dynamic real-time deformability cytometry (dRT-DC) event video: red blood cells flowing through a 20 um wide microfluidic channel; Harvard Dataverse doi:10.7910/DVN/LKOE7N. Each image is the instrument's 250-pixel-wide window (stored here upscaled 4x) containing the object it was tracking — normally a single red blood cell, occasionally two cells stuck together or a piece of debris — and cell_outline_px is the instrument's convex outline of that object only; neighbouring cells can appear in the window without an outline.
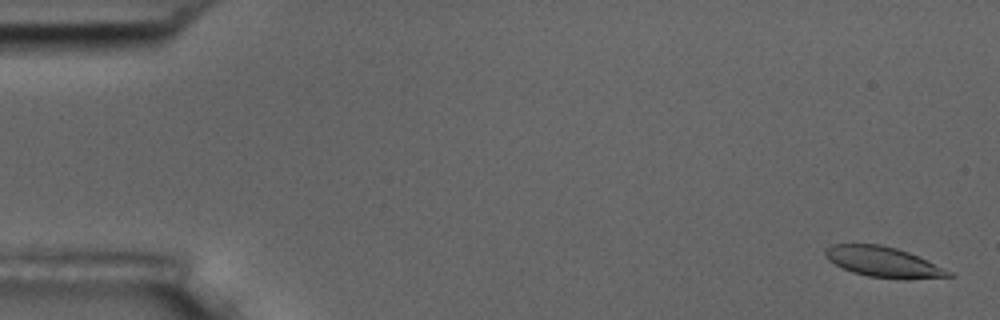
{"species": "common noctule bat (a hibernating species)", "species_latin": "Nyctalus noctula", "temperature_condition": "room temperature", "stored_images_in_passage": 57, "camera_frame_rate_fps": 3000, "um_per_image_px": 0.085, "animal": {"sex": "male", "body_mass_g": 17.5, "forearm_length_mm": 52.3}, "frame": {"image": 1, "passage_image": 2, "time_ms": 0.333, "image_size_px": [1000, 320], "cell_outline_px": [[952, 276], [904, 280], [868, 276], [852, 272], [828, 260], [824, 256], [824, 248], [832, 244], [880, 244], [896, 248], [908, 252], [952, 272]], "centroid_in_image_um": [75.04, 22.27], "position_along_channel_um": 10.0, "area_um2": 21.73}}
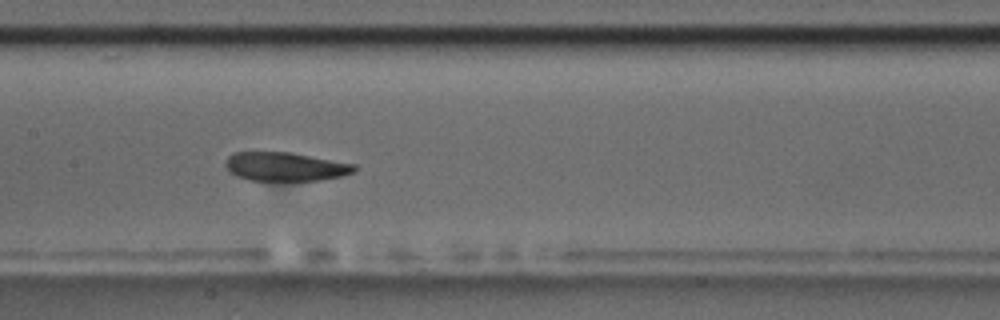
{"frame": {"image": 2, "passage_image": 28, "time_ms": 9.0, "image_size_px": [1000, 320], "cell_outline_px": [[356, 168], [352, 172], [340, 176], [320, 180], [248, 180], [236, 176], [224, 164], [228, 156], [232, 152], [292, 152], [356, 164]], "centroid_in_image_um": [24.24, 14.15], "position_along_channel_um": 183.2, "area_um2": 21.5}}
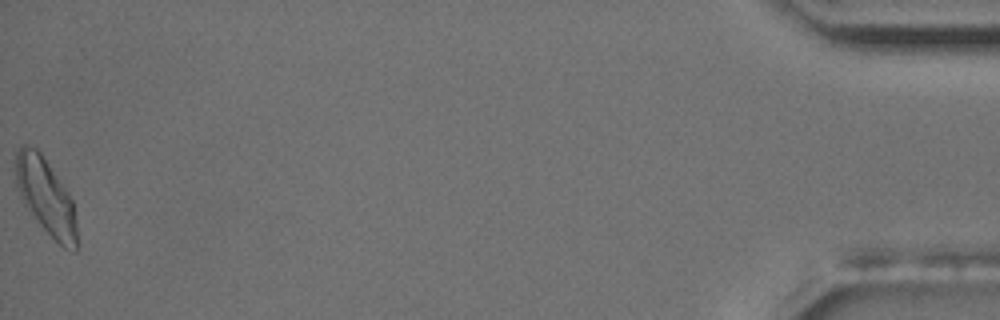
{"frame": {"image": 3, "passage_image": 57, "time_ms": 18.667, "image_size_px": [1000, 320], "cell_outline_px": [[76, 252], [72, 252], [64, 248], [40, 224], [24, 204], [20, 196], [16, 184], [16, 152], [24, 144], [28, 144], [36, 148], [40, 152], [68, 192], [72, 200], [76, 224]], "centroid_in_image_um": [3.89, 16.69], "position_along_channel_um": 431.3, "area_um2": 26.59}, "authors_computed_cell_mechanics": {"area_um2": 23.12, "velocity_mm_per_s": 3.5759, "shape_relaxation_time_tau1_ms": 5.9395, "shape_relaxation_time_tau2_ms": 2.6154, "deformation_change_tau1": 0.1418, "deformation_change_tau2": 0.0857}}